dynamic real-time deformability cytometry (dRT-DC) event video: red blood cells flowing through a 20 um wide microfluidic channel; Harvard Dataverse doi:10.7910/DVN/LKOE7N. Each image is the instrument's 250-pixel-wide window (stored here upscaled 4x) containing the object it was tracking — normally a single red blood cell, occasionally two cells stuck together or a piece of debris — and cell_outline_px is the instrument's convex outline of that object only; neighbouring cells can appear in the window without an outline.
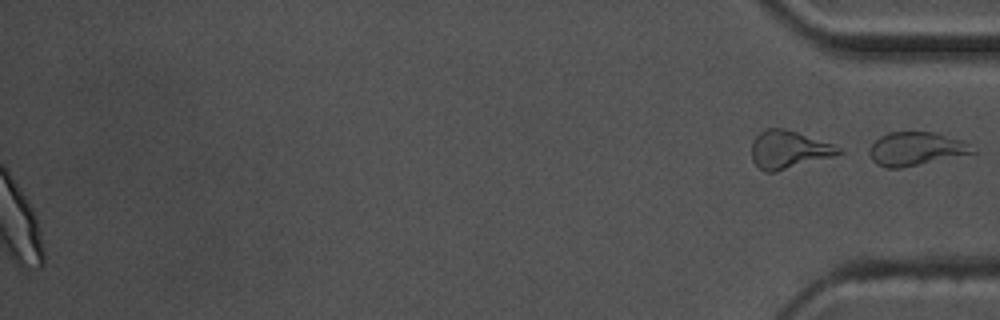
{"species": "common noctule bat (a hibernating species)", "species_latin": "Nyctalus noctula", "temperature_condition": "warm", "stored_images_in_passage": 53, "segment_of_instrument_passage": [2, 2], "camera_frame_rate_fps": 3000, "um_per_image_px": 0.085, "animal": {"sex": "male", "body_mass_g": 17.5, "forearm_length_mm": 52.3}, "frame": {"image": 1, "passage_image": 53, "time_ms": 17.333, "image_size_px": [1000, 320], "cell_outline_px": [[976, 152], [900, 168], [884, 168], [876, 164], [872, 160], [868, 152], [868, 148], [880, 136], [888, 132], [936, 132], [960, 140], [968, 144]], "centroid_in_image_um": [77.78, 12.65], "position_along_channel_um": 357.4, "area_um2": 19.88}}